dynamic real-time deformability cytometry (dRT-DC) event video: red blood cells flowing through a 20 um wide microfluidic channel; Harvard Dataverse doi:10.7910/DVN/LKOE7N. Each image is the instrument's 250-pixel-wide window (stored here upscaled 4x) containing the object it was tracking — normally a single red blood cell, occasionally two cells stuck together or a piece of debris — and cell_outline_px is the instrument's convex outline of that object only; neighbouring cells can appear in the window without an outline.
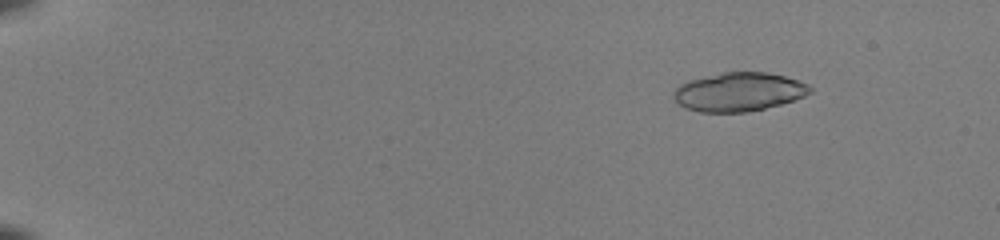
{"species": "common noctule bat (a hibernating species)", "species_latin": "Nyctalus noctula", "temperature_condition": "room temperature", "stored_images_in_passage": 52, "camera_frame_rate_fps": 3000, "um_per_image_px": 0.085, "animal": {"sex": "female", "body_mass_g": 22.0, "forearm_length_mm": 56.7}, "frame": {"image": 1, "passage_image": 8, "time_ms": 2.333, "image_size_px": [1000, 240], "cell_outline_px": [[812, 92], [804, 96], [780, 104], [764, 108], [744, 112], [700, 112], [688, 108], [680, 104], [676, 100], [676, 88], [680, 84], [688, 80], [724, 72], [768, 72], [784, 76], [808, 84], [812, 88]], "centroid_in_image_um": [62.83, 7.8], "position_along_channel_um": 22.2, "area_um2": 30.35}}
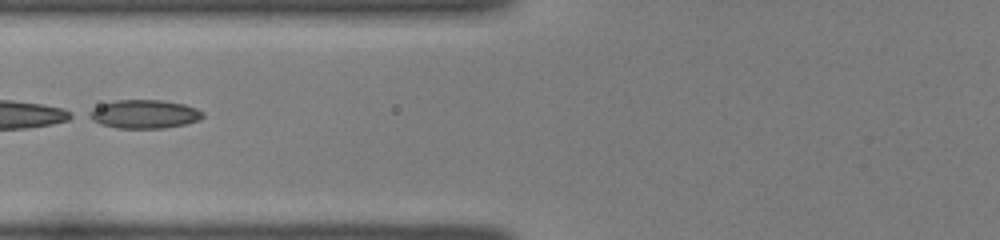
{"frame": {"image": 2, "passage_image": 25, "time_ms": 8.0, "image_size_px": [1000, 240], "cell_outline_px": [[204, 116], [200, 120], [184, 124], [164, 128], [116, 128], [100, 124], [84, 116], [92, 108], [116, 100], [164, 100], [184, 104], [196, 108]], "centroid_in_image_um": [12.22, 9.7], "position_along_channel_um": 113.6, "area_um2": 18.96}}